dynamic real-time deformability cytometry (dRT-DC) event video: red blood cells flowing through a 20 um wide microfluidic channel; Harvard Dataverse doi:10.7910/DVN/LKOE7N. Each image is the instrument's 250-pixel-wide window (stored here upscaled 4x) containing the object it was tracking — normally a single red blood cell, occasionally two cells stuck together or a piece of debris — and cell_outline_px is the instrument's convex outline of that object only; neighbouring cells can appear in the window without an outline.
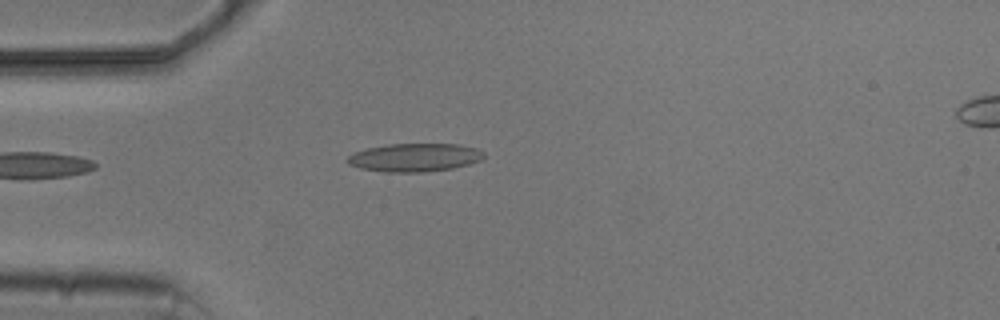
{"species": "common noctule bat (a hibernating species)", "species_latin": "Nyctalus noctula", "temperature_condition": "cold", "stored_images_in_passage": 3, "camera_frame_rate_fps": 3000, "um_per_image_px": 0.085, "animal": {"sex": "male", "body_mass_g": 20.5, "forearm_length_mm": 52.5}, "frame": {"image": 1, "passage_image": 3, "time_ms": 2.667, "image_size_px": [1000, 320], "cell_outline_px": [[484, 156], [480, 160], [468, 164], [452, 168], [424, 172], [384, 172], [360, 168], [348, 164], [344, 160], [352, 152], [368, 148], [388, 144], [460, 144], [476, 148], [484, 152]], "centroid_in_image_um": [35.2, 13.38], "position_along_channel_um": 49.8, "area_um2": 22.54}}